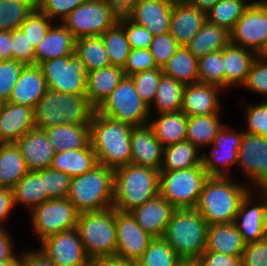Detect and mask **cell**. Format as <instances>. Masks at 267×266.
<instances>
[{
    "label": "cell",
    "mask_w": 267,
    "mask_h": 266,
    "mask_svg": "<svg viewBox=\"0 0 267 266\" xmlns=\"http://www.w3.org/2000/svg\"><path fill=\"white\" fill-rule=\"evenodd\" d=\"M89 124L90 143L98 164L115 170L131 163V125L106 117L96 110Z\"/></svg>",
    "instance_id": "1"
},
{
    "label": "cell",
    "mask_w": 267,
    "mask_h": 266,
    "mask_svg": "<svg viewBox=\"0 0 267 266\" xmlns=\"http://www.w3.org/2000/svg\"><path fill=\"white\" fill-rule=\"evenodd\" d=\"M228 178L209 177L203 185L195 209L208 225L234 222L243 198L251 191Z\"/></svg>",
    "instance_id": "2"
},
{
    "label": "cell",
    "mask_w": 267,
    "mask_h": 266,
    "mask_svg": "<svg viewBox=\"0 0 267 266\" xmlns=\"http://www.w3.org/2000/svg\"><path fill=\"white\" fill-rule=\"evenodd\" d=\"M160 170L133 163L114 170L113 208L130 212L159 194Z\"/></svg>",
    "instance_id": "3"
},
{
    "label": "cell",
    "mask_w": 267,
    "mask_h": 266,
    "mask_svg": "<svg viewBox=\"0 0 267 266\" xmlns=\"http://www.w3.org/2000/svg\"><path fill=\"white\" fill-rule=\"evenodd\" d=\"M208 226L195 208L175 209L163 238L183 261L195 262L206 249Z\"/></svg>",
    "instance_id": "4"
},
{
    "label": "cell",
    "mask_w": 267,
    "mask_h": 266,
    "mask_svg": "<svg viewBox=\"0 0 267 266\" xmlns=\"http://www.w3.org/2000/svg\"><path fill=\"white\" fill-rule=\"evenodd\" d=\"M94 111L85 94L47 89L34 108L35 127L44 130L60 124L90 123Z\"/></svg>",
    "instance_id": "5"
},
{
    "label": "cell",
    "mask_w": 267,
    "mask_h": 266,
    "mask_svg": "<svg viewBox=\"0 0 267 266\" xmlns=\"http://www.w3.org/2000/svg\"><path fill=\"white\" fill-rule=\"evenodd\" d=\"M67 199L79 213L113 208L114 169L97 164L86 173L73 177Z\"/></svg>",
    "instance_id": "6"
},
{
    "label": "cell",
    "mask_w": 267,
    "mask_h": 266,
    "mask_svg": "<svg viewBox=\"0 0 267 266\" xmlns=\"http://www.w3.org/2000/svg\"><path fill=\"white\" fill-rule=\"evenodd\" d=\"M90 260L115 258L116 210L79 213L76 226Z\"/></svg>",
    "instance_id": "7"
},
{
    "label": "cell",
    "mask_w": 267,
    "mask_h": 266,
    "mask_svg": "<svg viewBox=\"0 0 267 266\" xmlns=\"http://www.w3.org/2000/svg\"><path fill=\"white\" fill-rule=\"evenodd\" d=\"M208 178L202 163L188 169L160 171L159 194L176 209L195 208Z\"/></svg>",
    "instance_id": "8"
},
{
    "label": "cell",
    "mask_w": 267,
    "mask_h": 266,
    "mask_svg": "<svg viewBox=\"0 0 267 266\" xmlns=\"http://www.w3.org/2000/svg\"><path fill=\"white\" fill-rule=\"evenodd\" d=\"M96 111L132 127L148 124L151 117L149 106L137 93L132 77L126 75Z\"/></svg>",
    "instance_id": "9"
},
{
    "label": "cell",
    "mask_w": 267,
    "mask_h": 266,
    "mask_svg": "<svg viewBox=\"0 0 267 266\" xmlns=\"http://www.w3.org/2000/svg\"><path fill=\"white\" fill-rule=\"evenodd\" d=\"M34 232L44 239L76 228L79 212L67 199H50L30 211Z\"/></svg>",
    "instance_id": "10"
},
{
    "label": "cell",
    "mask_w": 267,
    "mask_h": 266,
    "mask_svg": "<svg viewBox=\"0 0 267 266\" xmlns=\"http://www.w3.org/2000/svg\"><path fill=\"white\" fill-rule=\"evenodd\" d=\"M39 66L47 89L68 94H85L87 72L75 54L50 59Z\"/></svg>",
    "instance_id": "11"
},
{
    "label": "cell",
    "mask_w": 267,
    "mask_h": 266,
    "mask_svg": "<svg viewBox=\"0 0 267 266\" xmlns=\"http://www.w3.org/2000/svg\"><path fill=\"white\" fill-rule=\"evenodd\" d=\"M74 37L101 36L117 23L109 13L105 0H86L61 21Z\"/></svg>",
    "instance_id": "12"
},
{
    "label": "cell",
    "mask_w": 267,
    "mask_h": 266,
    "mask_svg": "<svg viewBox=\"0 0 267 266\" xmlns=\"http://www.w3.org/2000/svg\"><path fill=\"white\" fill-rule=\"evenodd\" d=\"M267 40V0L251 1L230 32V42L256 53Z\"/></svg>",
    "instance_id": "13"
},
{
    "label": "cell",
    "mask_w": 267,
    "mask_h": 266,
    "mask_svg": "<svg viewBox=\"0 0 267 266\" xmlns=\"http://www.w3.org/2000/svg\"><path fill=\"white\" fill-rule=\"evenodd\" d=\"M56 266H91L77 228L59 232L41 241L40 250Z\"/></svg>",
    "instance_id": "14"
},
{
    "label": "cell",
    "mask_w": 267,
    "mask_h": 266,
    "mask_svg": "<svg viewBox=\"0 0 267 266\" xmlns=\"http://www.w3.org/2000/svg\"><path fill=\"white\" fill-rule=\"evenodd\" d=\"M242 136L243 131L233 132L227 125L222 126L214 138L210 155L202 154V164L209 177H230L228 169L237 165Z\"/></svg>",
    "instance_id": "15"
},
{
    "label": "cell",
    "mask_w": 267,
    "mask_h": 266,
    "mask_svg": "<svg viewBox=\"0 0 267 266\" xmlns=\"http://www.w3.org/2000/svg\"><path fill=\"white\" fill-rule=\"evenodd\" d=\"M117 249L115 258L137 262L147 249L153 237L145 232L130 212L116 210Z\"/></svg>",
    "instance_id": "16"
},
{
    "label": "cell",
    "mask_w": 267,
    "mask_h": 266,
    "mask_svg": "<svg viewBox=\"0 0 267 266\" xmlns=\"http://www.w3.org/2000/svg\"><path fill=\"white\" fill-rule=\"evenodd\" d=\"M237 165L254 187H267V138L243 131Z\"/></svg>",
    "instance_id": "17"
},
{
    "label": "cell",
    "mask_w": 267,
    "mask_h": 266,
    "mask_svg": "<svg viewBox=\"0 0 267 266\" xmlns=\"http://www.w3.org/2000/svg\"><path fill=\"white\" fill-rule=\"evenodd\" d=\"M252 196L254 197L249 191L243 198L234 220L246 244L259 241L267 235V192L260 189V194L257 195L259 204L250 207L253 201Z\"/></svg>",
    "instance_id": "18"
},
{
    "label": "cell",
    "mask_w": 267,
    "mask_h": 266,
    "mask_svg": "<svg viewBox=\"0 0 267 266\" xmlns=\"http://www.w3.org/2000/svg\"><path fill=\"white\" fill-rule=\"evenodd\" d=\"M175 207L160 194L130 211L138 225L153 238H163Z\"/></svg>",
    "instance_id": "19"
},
{
    "label": "cell",
    "mask_w": 267,
    "mask_h": 266,
    "mask_svg": "<svg viewBox=\"0 0 267 266\" xmlns=\"http://www.w3.org/2000/svg\"><path fill=\"white\" fill-rule=\"evenodd\" d=\"M130 141L131 163L160 170L164 147L149 124L133 127Z\"/></svg>",
    "instance_id": "20"
},
{
    "label": "cell",
    "mask_w": 267,
    "mask_h": 266,
    "mask_svg": "<svg viewBox=\"0 0 267 266\" xmlns=\"http://www.w3.org/2000/svg\"><path fill=\"white\" fill-rule=\"evenodd\" d=\"M173 4V0H139L131 21L145 27L153 36L169 33Z\"/></svg>",
    "instance_id": "21"
},
{
    "label": "cell",
    "mask_w": 267,
    "mask_h": 266,
    "mask_svg": "<svg viewBox=\"0 0 267 266\" xmlns=\"http://www.w3.org/2000/svg\"><path fill=\"white\" fill-rule=\"evenodd\" d=\"M207 21L206 12L186 1H174L170 34L180 46H187Z\"/></svg>",
    "instance_id": "22"
},
{
    "label": "cell",
    "mask_w": 267,
    "mask_h": 266,
    "mask_svg": "<svg viewBox=\"0 0 267 266\" xmlns=\"http://www.w3.org/2000/svg\"><path fill=\"white\" fill-rule=\"evenodd\" d=\"M35 128L33 108L11 102L4 103L0 113V143H16Z\"/></svg>",
    "instance_id": "23"
},
{
    "label": "cell",
    "mask_w": 267,
    "mask_h": 266,
    "mask_svg": "<svg viewBox=\"0 0 267 266\" xmlns=\"http://www.w3.org/2000/svg\"><path fill=\"white\" fill-rule=\"evenodd\" d=\"M16 145L29 171H39L51 166L55 150L44 130H30L16 142Z\"/></svg>",
    "instance_id": "24"
},
{
    "label": "cell",
    "mask_w": 267,
    "mask_h": 266,
    "mask_svg": "<svg viewBox=\"0 0 267 266\" xmlns=\"http://www.w3.org/2000/svg\"><path fill=\"white\" fill-rule=\"evenodd\" d=\"M47 90L39 65H25L13 87L8 102L35 108Z\"/></svg>",
    "instance_id": "25"
},
{
    "label": "cell",
    "mask_w": 267,
    "mask_h": 266,
    "mask_svg": "<svg viewBox=\"0 0 267 266\" xmlns=\"http://www.w3.org/2000/svg\"><path fill=\"white\" fill-rule=\"evenodd\" d=\"M220 89L219 86L202 82L185 85L181 111L187 116L218 114L221 105L218 99Z\"/></svg>",
    "instance_id": "26"
},
{
    "label": "cell",
    "mask_w": 267,
    "mask_h": 266,
    "mask_svg": "<svg viewBox=\"0 0 267 266\" xmlns=\"http://www.w3.org/2000/svg\"><path fill=\"white\" fill-rule=\"evenodd\" d=\"M53 24L43 40L35 47L34 65L75 54L76 38L63 24Z\"/></svg>",
    "instance_id": "27"
},
{
    "label": "cell",
    "mask_w": 267,
    "mask_h": 266,
    "mask_svg": "<svg viewBox=\"0 0 267 266\" xmlns=\"http://www.w3.org/2000/svg\"><path fill=\"white\" fill-rule=\"evenodd\" d=\"M123 68L108 66L87 72L85 95L96 110L108 98L124 78Z\"/></svg>",
    "instance_id": "28"
},
{
    "label": "cell",
    "mask_w": 267,
    "mask_h": 266,
    "mask_svg": "<svg viewBox=\"0 0 267 266\" xmlns=\"http://www.w3.org/2000/svg\"><path fill=\"white\" fill-rule=\"evenodd\" d=\"M256 57L255 51L231 42L223 48L225 88L243 85Z\"/></svg>",
    "instance_id": "29"
},
{
    "label": "cell",
    "mask_w": 267,
    "mask_h": 266,
    "mask_svg": "<svg viewBox=\"0 0 267 266\" xmlns=\"http://www.w3.org/2000/svg\"><path fill=\"white\" fill-rule=\"evenodd\" d=\"M55 152L85 148L90 143V124H60L44 129Z\"/></svg>",
    "instance_id": "30"
},
{
    "label": "cell",
    "mask_w": 267,
    "mask_h": 266,
    "mask_svg": "<svg viewBox=\"0 0 267 266\" xmlns=\"http://www.w3.org/2000/svg\"><path fill=\"white\" fill-rule=\"evenodd\" d=\"M245 245L246 243L234 222L208 226L205 251L241 257Z\"/></svg>",
    "instance_id": "31"
},
{
    "label": "cell",
    "mask_w": 267,
    "mask_h": 266,
    "mask_svg": "<svg viewBox=\"0 0 267 266\" xmlns=\"http://www.w3.org/2000/svg\"><path fill=\"white\" fill-rule=\"evenodd\" d=\"M97 164L96 153L89 143L85 148L55 152L50 167L73 178L86 173Z\"/></svg>",
    "instance_id": "32"
},
{
    "label": "cell",
    "mask_w": 267,
    "mask_h": 266,
    "mask_svg": "<svg viewBox=\"0 0 267 266\" xmlns=\"http://www.w3.org/2000/svg\"><path fill=\"white\" fill-rule=\"evenodd\" d=\"M159 117L149 121L156 138L163 147L186 140L187 115L181 110L176 112L159 113Z\"/></svg>",
    "instance_id": "33"
},
{
    "label": "cell",
    "mask_w": 267,
    "mask_h": 266,
    "mask_svg": "<svg viewBox=\"0 0 267 266\" xmlns=\"http://www.w3.org/2000/svg\"><path fill=\"white\" fill-rule=\"evenodd\" d=\"M229 43V31L206 21L186 47L199 59L210 52L222 50Z\"/></svg>",
    "instance_id": "34"
},
{
    "label": "cell",
    "mask_w": 267,
    "mask_h": 266,
    "mask_svg": "<svg viewBox=\"0 0 267 266\" xmlns=\"http://www.w3.org/2000/svg\"><path fill=\"white\" fill-rule=\"evenodd\" d=\"M14 204H24L32 211L35 207L48 200L44 191L43 170L29 171L12 188Z\"/></svg>",
    "instance_id": "35"
},
{
    "label": "cell",
    "mask_w": 267,
    "mask_h": 266,
    "mask_svg": "<svg viewBox=\"0 0 267 266\" xmlns=\"http://www.w3.org/2000/svg\"><path fill=\"white\" fill-rule=\"evenodd\" d=\"M29 172L16 143H0V182L12 189Z\"/></svg>",
    "instance_id": "36"
},
{
    "label": "cell",
    "mask_w": 267,
    "mask_h": 266,
    "mask_svg": "<svg viewBox=\"0 0 267 266\" xmlns=\"http://www.w3.org/2000/svg\"><path fill=\"white\" fill-rule=\"evenodd\" d=\"M164 75L174 78L183 85L199 82L198 59L186 46H180L162 67Z\"/></svg>",
    "instance_id": "37"
},
{
    "label": "cell",
    "mask_w": 267,
    "mask_h": 266,
    "mask_svg": "<svg viewBox=\"0 0 267 266\" xmlns=\"http://www.w3.org/2000/svg\"><path fill=\"white\" fill-rule=\"evenodd\" d=\"M75 55L86 72L110 66V58L101 36H84L76 39Z\"/></svg>",
    "instance_id": "38"
},
{
    "label": "cell",
    "mask_w": 267,
    "mask_h": 266,
    "mask_svg": "<svg viewBox=\"0 0 267 266\" xmlns=\"http://www.w3.org/2000/svg\"><path fill=\"white\" fill-rule=\"evenodd\" d=\"M220 115L187 116L186 140L197 149L202 146H211L218 131L222 128Z\"/></svg>",
    "instance_id": "39"
},
{
    "label": "cell",
    "mask_w": 267,
    "mask_h": 266,
    "mask_svg": "<svg viewBox=\"0 0 267 266\" xmlns=\"http://www.w3.org/2000/svg\"><path fill=\"white\" fill-rule=\"evenodd\" d=\"M202 163V155L190 141H182L164 147L160 171L188 169Z\"/></svg>",
    "instance_id": "40"
},
{
    "label": "cell",
    "mask_w": 267,
    "mask_h": 266,
    "mask_svg": "<svg viewBox=\"0 0 267 266\" xmlns=\"http://www.w3.org/2000/svg\"><path fill=\"white\" fill-rule=\"evenodd\" d=\"M184 93L185 85L163 74L152 106L155 105L158 114L179 111L184 102Z\"/></svg>",
    "instance_id": "41"
},
{
    "label": "cell",
    "mask_w": 267,
    "mask_h": 266,
    "mask_svg": "<svg viewBox=\"0 0 267 266\" xmlns=\"http://www.w3.org/2000/svg\"><path fill=\"white\" fill-rule=\"evenodd\" d=\"M250 3L247 0H219L206 12L207 21L231 32Z\"/></svg>",
    "instance_id": "42"
},
{
    "label": "cell",
    "mask_w": 267,
    "mask_h": 266,
    "mask_svg": "<svg viewBox=\"0 0 267 266\" xmlns=\"http://www.w3.org/2000/svg\"><path fill=\"white\" fill-rule=\"evenodd\" d=\"M101 39L109 55L110 64L124 68L131 51L125 28L117 23L114 27L107 29L101 35Z\"/></svg>",
    "instance_id": "43"
},
{
    "label": "cell",
    "mask_w": 267,
    "mask_h": 266,
    "mask_svg": "<svg viewBox=\"0 0 267 266\" xmlns=\"http://www.w3.org/2000/svg\"><path fill=\"white\" fill-rule=\"evenodd\" d=\"M137 262L141 266H178L183 260L164 238H153Z\"/></svg>",
    "instance_id": "44"
},
{
    "label": "cell",
    "mask_w": 267,
    "mask_h": 266,
    "mask_svg": "<svg viewBox=\"0 0 267 266\" xmlns=\"http://www.w3.org/2000/svg\"><path fill=\"white\" fill-rule=\"evenodd\" d=\"M37 8L35 3L0 0V30L19 29L24 20Z\"/></svg>",
    "instance_id": "45"
},
{
    "label": "cell",
    "mask_w": 267,
    "mask_h": 266,
    "mask_svg": "<svg viewBox=\"0 0 267 266\" xmlns=\"http://www.w3.org/2000/svg\"><path fill=\"white\" fill-rule=\"evenodd\" d=\"M198 78L199 82L225 88L223 49L198 59Z\"/></svg>",
    "instance_id": "46"
},
{
    "label": "cell",
    "mask_w": 267,
    "mask_h": 266,
    "mask_svg": "<svg viewBox=\"0 0 267 266\" xmlns=\"http://www.w3.org/2000/svg\"><path fill=\"white\" fill-rule=\"evenodd\" d=\"M163 75L162 68L157 67L151 70L136 73L132 75L135 88L140 98L149 106L150 113L152 112V103L159 84V80Z\"/></svg>",
    "instance_id": "47"
},
{
    "label": "cell",
    "mask_w": 267,
    "mask_h": 266,
    "mask_svg": "<svg viewBox=\"0 0 267 266\" xmlns=\"http://www.w3.org/2000/svg\"><path fill=\"white\" fill-rule=\"evenodd\" d=\"M52 25L51 19L37 8L24 20L19 29L35 48Z\"/></svg>",
    "instance_id": "48"
},
{
    "label": "cell",
    "mask_w": 267,
    "mask_h": 266,
    "mask_svg": "<svg viewBox=\"0 0 267 266\" xmlns=\"http://www.w3.org/2000/svg\"><path fill=\"white\" fill-rule=\"evenodd\" d=\"M71 177L51 167L43 169L44 191L48 200L65 199L68 197L71 185Z\"/></svg>",
    "instance_id": "49"
},
{
    "label": "cell",
    "mask_w": 267,
    "mask_h": 266,
    "mask_svg": "<svg viewBox=\"0 0 267 266\" xmlns=\"http://www.w3.org/2000/svg\"><path fill=\"white\" fill-rule=\"evenodd\" d=\"M25 64L16 60H0V100L8 102Z\"/></svg>",
    "instance_id": "50"
},
{
    "label": "cell",
    "mask_w": 267,
    "mask_h": 266,
    "mask_svg": "<svg viewBox=\"0 0 267 266\" xmlns=\"http://www.w3.org/2000/svg\"><path fill=\"white\" fill-rule=\"evenodd\" d=\"M179 47L180 45L169 32L163 35L153 36L149 50L157 66L162 68Z\"/></svg>",
    "instance_id": "51"
},
{
    "label": "cell",
    "mask_w": 267,
    "mask_h": 266,
    "mask_svg": "<svg viewBox=\"0 0 267 266\" xmlns=\"http://www.w3.org/2000/svg\"><path fill=\"white\" fill-rule=\"evenodd\" d=\"M154 57L149 48L131 49L127 62L123 68L126 76L157 68Z\"/></svg>",
    "instance_id": "52"
},
{
    "label": "cell",
    "mask_w": 267,
    "mask_h": 266,
    "mask_svg": "<svg viewBox=\"0 0 267 266\" xmlns=\"http://www.w3.org/2000/svg\"><path fill=\"white\" fill-rule=\"evenodd\" d=\"M246 109L248 128L244 132L267 138V101L262 100V103L249 105Z\"/></svg>",
    "instance_id": "53"
},
{
    "label": "cell",
    "mask_w": 267,
    "mask_h": 266,
    "mask_svg": "<svg viewBox=\"0 0 267 266\" xmlns=\"http://www.w3.org/2000/svg\"><path fill=\"white\" fill-rule=\"evenodd\" d=\"M13 60L34 65L35 48L20 29L11 31Z\"/></svg>",
    "instance_id": "54"
},
{
    "label": "cell",
    "mask_w": 267,
    "mask_h": 266,
    "mask_svg": "<svg viewBox=\"0 0 267 266\" xmlns=\"http://www.w3.org/2000/svg\"><path fill=\"white\" fill-rule=\"evenodd\" d=\"M243 86L256 93L267 95V61L255 58Z\"/></svg>",
    "instance_id": "55"
},
{
    "label": "cell",
    "mask_w": 267,
    "mask_h": 266,
    "mask_svg": "<svg viewBox=\"0 0 267 266\" xmlns=\"http://www.w3.org/2000/svg\"><path fill=\"white\" fill-rule=\"evenodd\" d=\"M85 1L86 0H39L38 9L51 20L58 16H60V20H63L70 12Z\"/></svg>",
    "instance_id": "56"
},
{
    "label": "cell",
    "mask_w": 267,
    "mask_h": 266,
    "mask_svg": "<svg viewBox=\"0 0 267 266\" xmlns=\"http://www.w3.org/2000/svg\"><path fill=\"white\" fill-rule=\"evenodd\" d=\"M242 266H267V235L245 245L241 256Z\"/></svg>",
    "instance_id": "57"
},
{
    "label": "cell",
    "mask_w": 267,
    "mask_h": 266,
    "mask_svg": "<svg viewBox=\"0 0 267 266\" xmlns=\"http://www.w3.org/2000/svg\"><path fill=\"white\" fill-rule=\"evenodd\" d=\"M125 28L128 42L131 49H147L153 39V34L145 27L134 23L131 20L120 23Z\"/></svg>",
    "instance_id": "58"
},
{
    "label": "cell",
    "mask_w": 267,
    "mask_h": 266,
    "mask_svg": "<svg viewBox=\"0 0 267 266\" xmlns=\"http://www.w3.org/2000/svg\"><path fill=\"white\" fill-rule=\"evenodd\" d=\"M196 266H242L241 257L204 251L195 261Z\"/></svg>",
    "instance_id": "59"
},
{
    "label": "cell",
    "mask_w": 267,
    "mask_h": 266,
    "mask_svg": "<svg viewBox=\"0 0 267 266\" xmlns=\"http://www.w3.org/2000/svg\"><path fill=\"white\" fill-rule=\"evenodd\" d=\"M108 10L116 23H122L132 18L134 6L139 0H105Z\"/></svg>",
    "instance_id": "60"
},
{
    "label": "cell",
    "mask_w": 267,
    "mask_h": 266,
    "mask_svg": "<svg viewBox=\"0 0 267 266\" xmlns=\"http://www.w3.org/2000/svg\"><path fill=\"white\" fill-rule=\"evenodd\" d=\"M18 266H56L41 251H27L19 256Z\"/></svg>",
    "instance_id": "61"
},
{
    "label": "cell",
    "mask_w": 267,
    "mask_h": 266,
    "mask_svg": "<svg viewBox=\"0 0 267 266\" xmlns=\"http://www.w3.org/2000/svg\"><path fill=\"white\" fill-rule=\"evenodd\" d=\"M14 206L13 190L10 188L0 189V229H3L2 222L4 223L8 218Z\"/></svg>",
    "instance_id": "62"
},
{
    "label": "cell",
    "mask_w": 267,
    "mask_h": 266,
    "mask_svg": "<svg viewBox=\"0 0 267 266\" xmlns=\"http://www.w3.org/2000/svg\"><path fill=\"white\" fill-rule=\"evenodd\" d=\"M5 228L0 229V262L8 261L11 259H19L15 257L13 242Z\"/></svg>",
    "instance_id": "63"
},
{
    "label": "cell",
    "mask_w": 267,
    "mask_h": 266,
    "mask_svg": "<svg viewBox=\"0 0 267 266\" xmlns=\"http://www.w3.org/2000/svg\"><path fill=\"white\" fill-rule=\"evenodd\" d=\"M11 31L0 30V60H12Z\"/></svg>",
    "instance_id": "64"
},
{
    "label": "cell",
    "mask_w": 267,
    "mask_h": 266,
    "mask_svg": "<svg viewBox=\"0 0 267 266\" xmlns=\"http://www.w3.org/2000/svg\"><path fill=\"white\" fill-rule=\"evenodd\" d=\"M192 6L198 7L201 10L207 12L212 8L219 0H185Z\"/></svg>",
    "instance_id": "65"
},
{
    "label": "cell",
    "mask_w": 267,
    "mask_h": 266,
    "mask_svg": "<svg viewBox=\"0 0 267 266\" xmlns=\"http://www.w3.org/2000/svg\"><path fill=\"white\" fill-rule=\"evenodd\" d=\"M91 266H126V261L116 258L100 259L93 261Z\"/></svg>",
    "instance_id": "66"
},
{
    "label": "cell",
    "mask_w": 267,
    "mask_h": 266,
    "mask_svg": "<svg viewBox=\"0 0 267 266\" xmlns=\"http://www.w3.org/2000/svg\"><path fill=\"white\" fill-rule=\"evenodd\" d=\"M257 58L260 60L267 61V40L263 44V46L256 53Z\"/></svg>",
    "instance_id": "67"
},
{
    "label": "cell",
    "mask_w": 267,
    "mask_h": 266,
    "mask_svg": "<svg viewBox=\"0 0 267 266\" xmlns=\"http://www.w3.org/2000/svg\"><path fill=\"white\" fill-rule=\"evenodd\" d=\"M0 266H18V259H11L8 261L0 262Z\"/></svg>",
    "instance_id": "68"
},
{
    "label": "cell",
    "mask_w": 267,
    "mask_h": 266,
    "mask_svg": "<svg viewBox=\"0 0 267 266\" xmlns=\"http://www.w3.org/2000/svg\"><path fill=\"white\" fill-rule=\"evenodd\" d=\"M12 1H17L20 3H35L37 6L39 5V0H12Z\"/></svg>",
    "instance_id": "69"
},
{
    "label": "cell",
    "mask_w": 267,
    "mask_h": 266,
    "mask_svg": "<svg viewBox=\"0 0 267 266\" xmlns=\"http://www.w3.org/2000/svg\"><path fill=\"white\" fill-rule=\"evenodd\" d=\"M178 266H196L195 262H191V261H183L180 265Z\"/></svg>",
    "instance_id": "70"
},
{
    "label": "cell",
    "mask_w": 267,
    "mask_h": 266,
    "mask_svg": "<svg viewBox=\"0 0 267 266\" xmlns=\"http://www.w3.org/2000/svg\"><path fill=\"white\" fill-rule=\"evenodd\" d=\"M126 266H141L138 262H128L126 261Z\"/></svg>",
    "instance_id": "71"
},
{
    "label": "cell",
    "mask_w": 267,
    "mask_h": 266,
    "mask_svg": "<svg viewBox=\"0 0 267 266\" xmlns=\"http://www.w3.org/2000/svg\"><path fill=\"white\" fill-rule=\"evenodd\" d=\"M4 101H2V100H0V113H1V110H2V108H3V106H4Z\"/></svg>",
    "instance_id": "72"
}]
</instances>
